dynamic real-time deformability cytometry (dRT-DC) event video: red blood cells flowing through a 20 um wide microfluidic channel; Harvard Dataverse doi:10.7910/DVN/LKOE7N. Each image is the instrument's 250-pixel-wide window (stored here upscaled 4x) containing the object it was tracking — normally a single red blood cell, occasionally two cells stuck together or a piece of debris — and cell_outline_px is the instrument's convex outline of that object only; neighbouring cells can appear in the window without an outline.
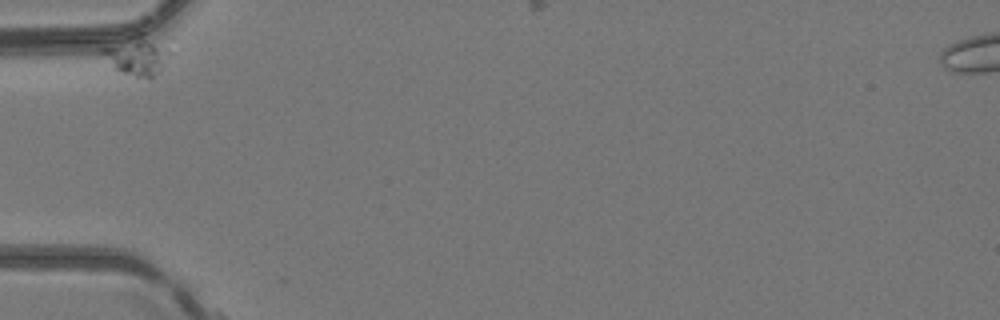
{"species": "common noctule bat (a hibernating species)", "species_latin": "Nyctalus noctula", "temperature_condition": "room temperature", "stored_images_in_passage": 3, "camera_frame_rate_fps": 3000, "um_per_image_px": 0.085, "animal": {"sex": "female", "body_mass_g": 24.6, "forearm_length_mm": 56.2}, "frame": {"image": 1, "passage_image": 1, "time_ms": 0.0, "image_size_px": [1000, 320], "cell_outline_px": [[172, 52], [164, 68], [160, 72], [152, 76], [136, 76], [120, 72], [96, 48], [136, 32], [144, 32], [168, 48]], "centroid_in_image_um": [11.63, 4.65], "position_along_channel_um": 73.4, "area_um2": 15.72}}